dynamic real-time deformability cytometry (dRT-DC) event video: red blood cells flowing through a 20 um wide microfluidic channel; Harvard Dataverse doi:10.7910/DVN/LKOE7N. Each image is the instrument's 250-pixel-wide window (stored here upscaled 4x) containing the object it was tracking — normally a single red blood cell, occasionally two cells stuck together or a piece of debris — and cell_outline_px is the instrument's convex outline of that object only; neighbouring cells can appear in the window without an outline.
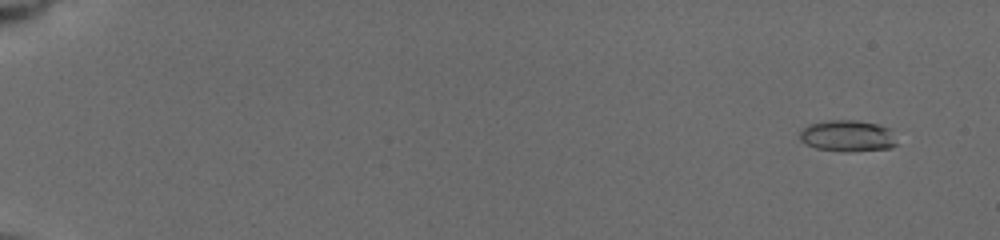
{"species": "common noctule bat (a hibernating species)", "species_latin": "Nyctalus noctula", "temperature_condition": "cold", "stored_images_in_passage": 9, "camera_frame_rate_fps": 3000, "um_per_image_px": 0.085, "animal": {"sex": "female", "body_mass_g": 19.5, "forearm_length_mm": 54.1}, "frame": {"image": 1, "passage_image": 1, "time_ms": 0.0, "image_size_px": [1000, 240], "cell_outline_px": [[896, 144], [892, 148], [848, 152], [844, 152], [816, 148], [800, 140], [800, 132], [808, 124], [828, 120], [856, 120], [876, 124], [888, 128]], "centroid_in_image_um": [72.01, 11.56], "position_along_channel_um": 13.0, "area_um2": 17.57}}
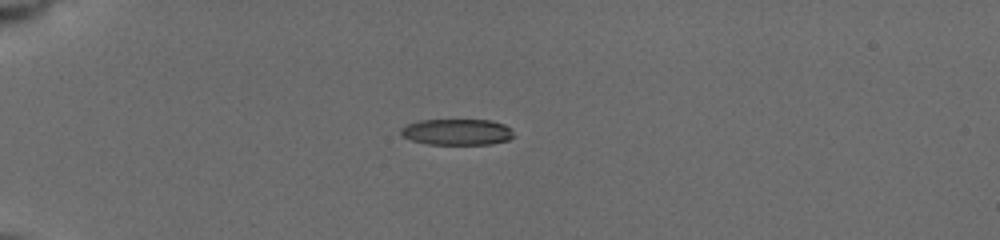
{"frame": {"image": 2, "passage_image": 6, "time_ms": 4.333, "image_size_px": [1000, 240], "cell_outline_px": [[516, 136], [508, 140], [492, 144], [428, 144], [412, 140], [404, 136], [400, 132], [400, 128], [408, 124], [420, 120], [492, 120], [504, 124]], "centroid_in_image_um": [38.87, 11.22], "position_along_channel_um": 46.1, "area_um2": 17.11}}
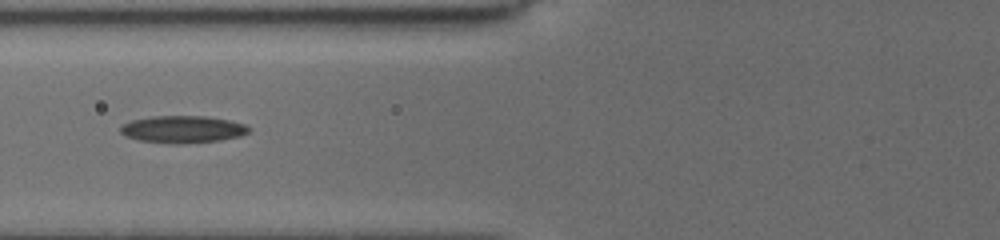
{"frame": {"image": 3, "passage_image": 9, "time_ms": 7.0, "image_size_px": [1000, 240], "cell_outline_px": [[248, 132], [240, 136], [220, 140], [180, 144], [172, 144], [140, 140], [128, 136], [120, 132], [120, 128], [124, 124], [132, 120], [152, 116], [204, 116], [228, 120], [244, 124], [248, 128]], "centroid_in_image_um": [15.52, 10.99], "position_along_channel_um": 110.3, "area_um2": 20.06}}